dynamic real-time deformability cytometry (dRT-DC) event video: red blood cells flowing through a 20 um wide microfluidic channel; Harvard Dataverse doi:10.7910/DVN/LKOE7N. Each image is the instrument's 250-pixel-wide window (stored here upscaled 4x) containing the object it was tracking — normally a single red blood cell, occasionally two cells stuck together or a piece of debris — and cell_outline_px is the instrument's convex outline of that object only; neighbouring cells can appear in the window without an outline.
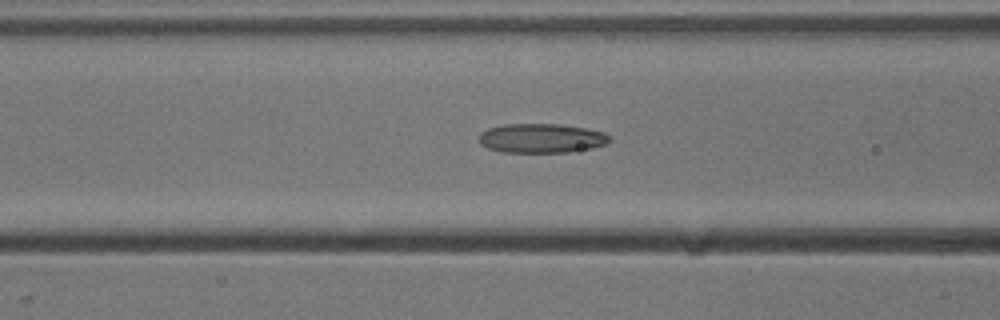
{"species": "common noctule bat (a hibernating species)", "species_latin": "Nyctalus noctula", "temperature_condition": "cold", "stored_images_in_passage": 35, "camera_frame_rate_fps": 3000, "um_per_image_px": 0.085, "animal": {"sex": "male", "body_mass_g": 13.3}, "frame": {"image": 1, "passage_image": 14, "time_ms": 4.333, "image_size_px": [1000, 320], "cell_outline_px": [[612, 140], [604, 144], [592, 148], [568, 152], [500, 152], [488, 148], [480, 144], [480, 132], [488, 128], [504, 124], [560, 124], [588, 128], [604, 132]], "centroid_in_image_um": [46.02, 11.74], "position_along_channel_um": 120.6, "area_um2": 22.37}}
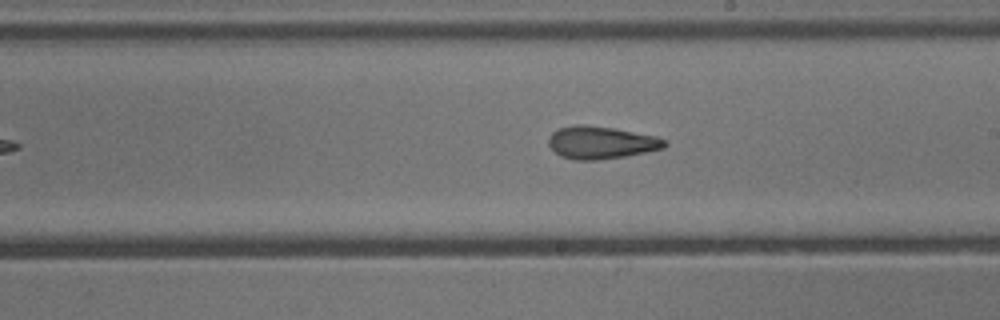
{"frame": {"image": 2, "passage_image": 23, "time_ms": 7.333, "image_size_px": [1000, 320], "cell_outline_px": [[668, 144], [664, 148], [624, 156], [600, 160], [572, 160], [560, 156], [548, 144], [548, 136], [552, 132], [560, 128], [576, 124], [584, 124], [612, 128], [656, 136], [664, 140]], "centroid_in_image_um": [51.05, 12.12], "position_along_channel_um": 237.9, "area_um2": 21.96}}
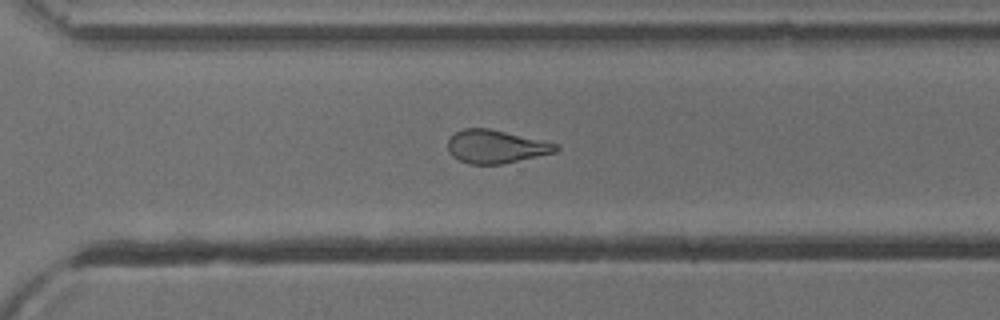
{"frame": {"image": 3, "passage_image": 30, "time_ms": 9.667, "image_size_px": [1000, 320], "cell_outline_px": [[560, 148], [556, 152], [500, 164], [468, 164], [452, 156], [448, 152], [448, 140], [456, 132], [464, 128], [488, 128], [560, 144]], "centroid_in_image_um": [42.15, 12.46], "position_along_channel_um": 328.5, "area_um2": 20.81}}